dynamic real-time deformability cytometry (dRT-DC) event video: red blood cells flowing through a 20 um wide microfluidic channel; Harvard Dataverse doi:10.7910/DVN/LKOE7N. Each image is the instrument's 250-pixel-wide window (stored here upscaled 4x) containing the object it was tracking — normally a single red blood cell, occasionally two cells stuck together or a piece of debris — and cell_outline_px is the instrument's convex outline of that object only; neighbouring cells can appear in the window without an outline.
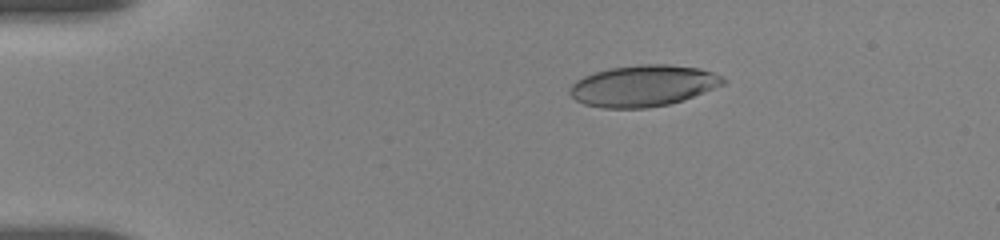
{"species": "human", "species_latin": "Homo sapiens", "temperature_condition": "room temperature", "stored_images_in_passage": 12, "camera_frame_rate_fps": 3000, "um_per_image_px": 0.085, "donor": {"sex": "female"}, "frame": {"image": 1, "passage_image": 3, "time_ms": 1.333, "image_size_px": [1000, 240], "cell_outline_px": [[728, 80], [724, 84], [684, 100], [668, 104], [648, 108], [600, 108], [584, 104], [576, 100], [568, 92], [568, 88], [576, 80], [584, 76], [608, 68], [640, 64], [668, 64], [700, 68], [712, 72]], "centroid_in_image_um": [54.65, 7.29], "position_along_channel_um": 30.3, "area_um2": 37.05}}
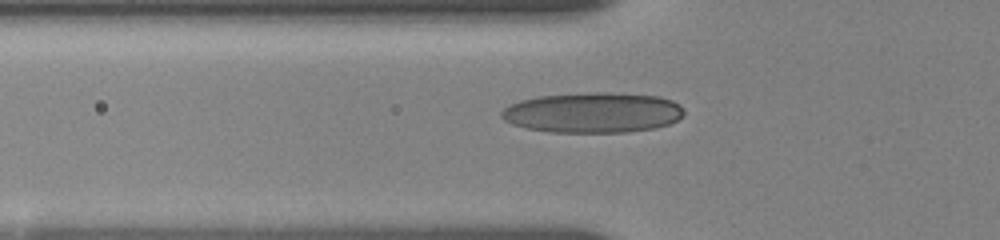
{"frame": {"image": 2, "passage_image": 8, "time_ms": 4.333, "image_size_px": [1000, 240], "cell_outline_px": [[684, 116], [668, 124], [656, 128], [628, 132], [552, 132], [528, 128], [512, 124], [504, 120], [500, 116], [500, 112], [508, 104], [520, 100], [540, 96], [596, 92], [604, 92], [660, 96], [672, 100], [680, 104], [684, 108]], "centroid_in_image_um": [50.41, 9.57], "position_along_channel_um": 75.4, "area_um2": 43.06}}
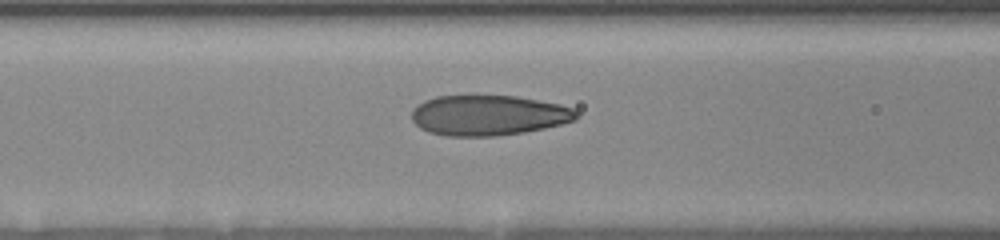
{"frame": {"image": 3, "passage_image": 11, "time_ms": 5.667, "image_size_px": [1000, 240], "cell_outline_px": [[576, 120], [544, 128], [524, 132], [496, 136], [444, 136], [428, 132], [420, 128], [412, 120], [412, 108], [424, 100], [436, 96], [516, 96], [560, 104], [572, 108], [576, 112]], "centroid_in_image_um": [41.47, 9.8], "position_along_channel_um": 125.1, "area_um2": 38.67}}